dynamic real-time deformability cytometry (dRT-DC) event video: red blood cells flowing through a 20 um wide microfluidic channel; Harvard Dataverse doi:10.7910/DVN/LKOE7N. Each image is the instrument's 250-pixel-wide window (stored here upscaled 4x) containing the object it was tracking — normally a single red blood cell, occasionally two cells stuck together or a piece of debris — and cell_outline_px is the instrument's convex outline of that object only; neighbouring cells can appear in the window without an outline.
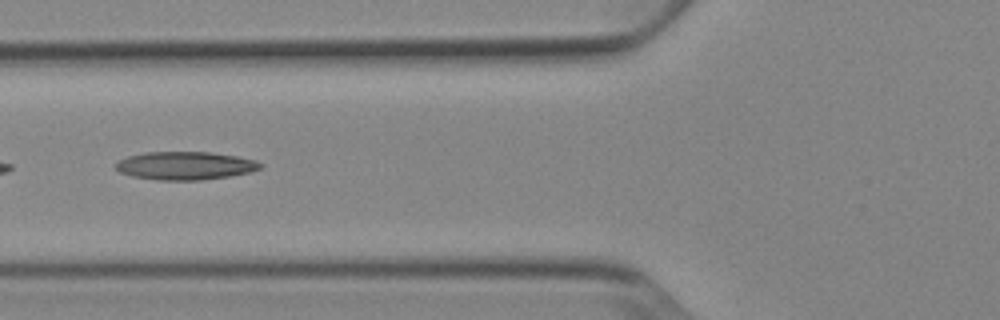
{"species": "Egyptian fruit bat (a non-hibernating species)", "species_latin": "Rousettus aegyptiacus", "temperature_condition": "cold", "stored_images_in_passage": 14, "camera_frame_rate_fps": 3000, "um_per_image_px": 0.085, "animal": {"sex": "female"}, "frame": {"image": 1, "passage_image": 10, "time_ms": 3.0, "image_size_px": [1000, 320], "cell_outline_px": [[264, 164], [260, 168], [252, 172], [228, 176], [200, 180], [156, 180], [132, 176], [120, 172], [116, 168], [116, 164], [120, 160], [128, 156], [144, 152], [208, 152], [236, 156], [256, 160]], "centroid_in_image_um": [15.76, 14.08], "position_along_channel_um": 110.0, "area_um2": 23.64}}